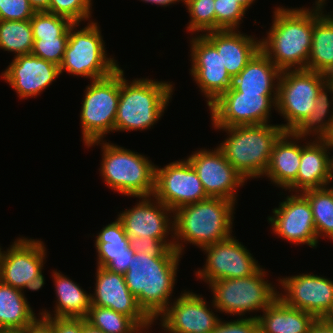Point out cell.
<instances>
[{
	"instance_id": "1f68e13d",
	"label": "cell",
	"mask_w": 333,
	"mask_h": 333,
	"mask_svg": "<svg viewBox=\"0 0 333 333\" xmlns=\"http://www.w3.org/2000/svg\"><path fill=\"white\" fill-rule=\"evenodd\" d=\"M130 239L126 236L121 221H115L104 226L95 236V248L97 252V266L106 267L112 260L129 248Z\"/></svg>"
},
{
	"instance_id": "4316f807",
	"label": "cell",
	"mask_w": 333,
	"mask_h": 333,
	"mask_svg": "<svg viewBox=\"0 0 333 333\" xmlns=\"http://www.w3.org/2000/svg\"><path fill=\"white\" fill-rule=\"evenodd\" d=\"M280 73L281 71L260 49L245 68L233 78L231 88L242 93L277 95Z\"/></svg>"
},
{
	"instance_id": "8d00e7d4",
	"label": "cell",
	"mask_w": 333,
	"mask_h": 333,
	"mask_svg": "<svg viewBox=\"0 0 333 333\" xmlns=\"http://www.w3.org/2000/svg\"><path fill=\"white\" fill-rule=\"evenodd\" d=\"M184 5L190 16L187 24L188 32L202 35L209 31H215V9L213 0H184Z\"/></svg>"
},
{
	"instance_id": "4fadbf2b",
	"label": "cell",
	"mask_w": 333,
	"mask_h": 333,
	"mask_svg": "<svg viewBox=\"0 0 333 333\" xmlns=\"http://www.w3.org/2000/svg\"><path fill=\"white\" fill-rule=\"evenodd\" d=\"M234 237L201 249L206 253V263L196 271L197 278L209 284L221 279L249 277L261 268L247 247Z\"/></svg>"
},
{
	"instance_id": "3957f363",
	"label": "cell",
	"mask_w": 333,
	"mask_h": 333,
	"mask_svg": "<svg viewBox=\"0 0 333 333\" xmlns=\"http://www.w3.org/2000/svg\"><path fill=\"white\" fill-rule=\"evenodd\" d=\"M181 257H152L134 252L124 274L129 291L154 321L169 306ZM170 298V299H169Z\"/></svg>"
},
{
	"instance_id": "f6af8a7d",
	"label": "cell",
	"mask_w": 333,
	"mask_h": 333,
	"mask_svg": "<svg viewBox=\"0 0 333 333\" xmlns=\"http://www.w3.org/2000/svg\"><path fill=\"white\" fill-rule=\"evenodd\" d=\"M134 255V251L129 247L125 250V254H121L120 256L116 257L112 260L106 268L112 272L125 274L129 268V262H131V258Z\"/></svg>"
},
{
	"instance_id": "8fae6325",
	"label": "cell",
	"mask_w": 333,
	"mask_h": 333,
	"mask_svg": "<svg viewBox=\"0 0 333 333\" xmlns=\"http://www.w3.org/2000/svg\"><path fill=\"white\" fill-rule=\"evenodd\" d=\"M277 95L242 93L229 88L208 107L214 128L270 123Z\"/></svg>"
},
{
	"instance_id": "b9f144b4",
	"label": "cell",
	"mask_w": 333,
	"mask_h": 333,
	"mask_svg": "<svg viewBox=\"0 0 333 333\" xmlns=\"http://www.w3.org/2000/svg\"><path fill=\"white\" fill-rule=\"evenodd\" d=\"M34 13L29 0H0V20H30Z\"/></svg>"
},
{
	"instance_id": "83f0119b",
	"label": "cell",
	"mask_w": 333,
	"mask_h": 333,
	"mask_svg": "<svg viewBox=\"0 0 333 333\" xmlns=\"http://www.w3.org/2000/svg\"><path fill=\"white\" fill-rule=\"evenodd\" d=\"M260 333H310L317 318L311 313L290 307L278 297L263 311L255 315Z\"/></svg>"
},
{
	"instance_id": "d4e9b609",
	"label": "cell",
	"mask_w": 333,
	"mask_h": 333,
	"mask_svg": "<svg viewBox=\"0 0 333 333\" xmlns=\"http://www.w3.org/2000/svg\"><path fill=\"white\" fill-rule=\"evenodd\" d=\"M299 140V141H298ZM300 140L292 132H285L275 143L269 166L264 176L285 191L296 181L301 159Z\"/></svg>"
},
{
	"instance_id": "836d02e7",
	"label": "cell",
	"mask_w": 333,
	"mask_h": 333,
	"mask_svg": "<svg viewBox=\"0 0 333 333\" xmlns=\"http://www.w3.org/2000/svg\"><path fill=\"white\" fill-rule=\"evenodd\" d=\"M33 43L30 20H0V49L15 53L14 56L28 55Z\"/></svg>"
},
{
	"instance_id": "cb8c5ba5",
	"label": "cell",
	"mask_w": 333,
	"mask_h": 333,
	"mask_svg": "<svg viewBox=\"0 0 333 333\" xmlns=\"http://www.w3.org/2000/svg\"><path fill=\"white\" fill-rule=\"evenodd\" d=\"M221 54L229 75L237 76L260 50V39L239 30H216L203 34Z\"/></svg>"
},
{
	"instance_id": "30bf717a",
	"label": "cell",
	"mask_w": 333,
	"mask_h": 333,
	"mask_svg": "<svg viewBox=\"0 0 333 333\" xmlns=\"http://www.w3.org/2000/svg\"><path fill=\"white\" fill-rule=\"evenodd\" d=\"M328 82V75L307 69L281 71L276 109L285 119L280 125L292 132L312 111L318 92Z\"/></svg>"
},
{
	"instance_id": "9a60e30c",
	"label": "cell",
	"mask_w": 333,
	"mask_h": 333,
	"mask_svg": "<svg viewBox=\"0 0 333 333\" xmlns=\"http://www.w3.org/2000/svg\"><path fill=\"white\" fill-rule=\"evenodd\" d=\"M152 198L139 197L141 201L119 213L117 218L129 239L149 237L174 248V212L154 196ZM169 234L172 241L168 239Z\"/></svg>"
},
{
	"instance_id": "d6986e66",
	"label": "cell",
	"mask_w": 333,
	"mask_h": 333,
	"mask_svg": "<svg viewBox=\"0 0 333 333\" xmlns=\"http://www.w3.org/2000/svg\"><path fill=\"white\" fill-rule=\"evenodd\" d=\"M175 299L157 318L165 333H211L221 320L197 293L184 290Z\"/></svg>"
},
{
	"instance_id": "ffe728a7",
	"label": "cell",
	"mask_w": 333,
	"mask_h": 333,
	"mask_svg": "<svg viewBox=\"0 0 333 333\" xmlns=\"http://www.w3.org/2000/svg\"><path fill=\"white\" fill-rule=\"evenodd\" d=\"M37 239L16 238L6 251L0 252V281L23 290L44 269L46 247Z\"/></svg>"
},
{
	"instance_id": "277c9868",
	"label": "cell",
	"mask_w": 333,
	"mask_h": 333,
	"mask_svg": "<svg viewBox=\"0 0 333 333\" xmlns=\"http://www.w3.org/2000/svg\"><path fill=\"white\" fill-rule=\"evenodd\" d=\"M168 82L151 78L128 81L120 67V98L115 131H143L154 126L172 99L174 86Z\"/></svg>"
},
{
	"instance_id": "f5cc1de1",
	"label": "cell",
	"mask_w": 333,
	"mask_h": 333,
	"mask_svg": "<svg viewBox=\"0 0 333 333\" xmlns=\"http://www.w3.org/2000/svg\"><path fill=\"white\" fill-rule=\"evenodd\" d=\"M330 149H333V121L330 125L328 134L323 138Z\"/></svg>"
},
{
	"instance_id": "e575fe53",
	"label": "cell",
	"mask_w": 333,
	"mask_h": 333,
	"mask_svg": "<svg viewBox=\"0 0 333 333\" xmlns=\"http://www.w3.org/2000/svg\"><path fill=\"white\" fill-rule=\"evenodd\" d=\"M86 321L105 333H142L144 332L130 317L111 308L91 305Z\"/></svg>"
},
{
	"instance_id": "f1b7e54d",
	"label": "cell",
	"mask_w": 333,
	"mask_h": 333,
	"mask_svg": "<svg viewBox=\"0 0 333 333\" xmlns=\"http://www.w3.org/2000/svg\"><path fill=\"white\" fill-rule=\"evenodd\" d=\"M52 273L56 294V305L52 311L54 313L44 309L39 315L85 318L91 306V295L87 294L77 282L69 279L66 275L64 276L60 271L54 270Z\"/></svg>"
},
{
	"instance_id": "52a82bcc",
	"label": "cell",
	"mask_w": 333,
	"mask_h": 333,
	"mask_svg": "<svg viewBox=\"0 0 333 333\" xmlns=\"http://www.w3.org/2000/svg\"><path fill=\"white\" fill-rule=\"evenodd\" d=\"M79 23L69 28L68 43L60 68L69 75L101 79L111 75L120 66L114 58L108 57L105 41L97 22L90 21L86 27L77 30Z\"/></svg>"
},
{
	"instance_id": "f35d334b",
	"label": "cell",
	"mask_w": 333,
	"mask_h": 333,
	"mask_svg": "<svg viewBox=\"0 0 333 333\" xmlns=\"http://www.w3.org/2000/svg\"><path fill=\"white\" fill-rule=\"evenodd\" d=\"M92 0H50L46 12L68 18L72 23L91 21Z\"/></svg>"
},
{
	"instance_id": "5b68a950",
	"label": "cell",
	"mask_w": 333,
	"mask_h": 333,
	"mask_svg": "<svg viewBox=\"0 0 333 333\" xmlns=\"http://www.w3.org/2000/svg\"><path fill=\"white\" fill-rule=\"evenodd\" d=\"M214 129L225 131L229 136L217 147L246 182L264 176L274 145L286 132L280 125L269 123Z\"/></svg>"
},
{
	"instance_id": "44dd1931",
	"label": "cell",
	"mask_w": 333,
	"mask_h": 333,
	"mask_svg": "<svg viewBox=\"0 0 333 333\" xmlns=\"http://www.w3.org/2000/svg\"><path fill=\"white\" fill-rule=\"evenodd\" d=\"M95 274V291L93 294L90 293L91 305L111 308L130 317L144 333L155 323L138 305L136 297L126 285L123 274L101 266H97Z\"/></svg>"
},
{
	"instance_id": "ac0fdd59",
	"label": "cell",
	"mask_w": 333,
	"mask_h": 333,
	"mask_svg": "<svg viewBox=\"0 0 333 333\" xmlns=\"http://www.w3.org/2000/svg\"><path fill=\"white\" fill-rule=\"evenodd\" d=\"M285 198L278 208L272 209L273 215L268 216L273 233L295 245L316 248L319 240L308 199L302 193H291Z\"/></svg>"
},
{
	"instance_id": "4dcf8cb0",
	"label": "cell",
	"mask_w": 333,
	"mask_h": 333,
	"mask_svg": "<svg viewBox=\"0 0 333 333\" xmlns=\"http://www.w3.org/2000/svg\"><path fill=\"white\" fill-rule=\"evenodd\" d=\"M327 93L331 94V101ZM330 107H333V86L328 81L318 92L313 111L302 120L292 133L301 138L312 135L315 136L314 139H323L328 134L333 121V108L331 111Z\"/></svg>"
},
{
	"instance_id": "5bb4252c",
	"label": "cell",
	"mask_w": 333,
	"mask_h": 333,
	"mask_svg": "<svg viewBox=\"0 0 333 333\" xmlns=\"http://www.w3.org/2000/svg\"><path fill=\"white\" fill-rule=\"evenodd\" d=\"M278 281L284 288L283 293L278 291V298L284 304L311 313L317 319L329 318L333 313L332 279L309 272L280 277Z\"/></svg>"
},
{
	"instance_id": "d6a6232c",
	"label": "cell",
	"mask_w": 333,
	"mask_h": 333,
	"mask_svg": "<svg viewBox=\"0 0 333 333\" xmlns=\"http://www.w3.org/2000/svg\"><path fill=\"white\" fill-rule=\"evenodd\" d=\"M302 194L308 199L313 214L316 234L333 241V192L326 186L309 189Z\"/></svg>"
},
{
	"instance_id": "7bdbcfd3",
	"label": "cell",
	"mask_w": 333,
	"mask_h": 333,
	"mask_svg": "<svg viewBox=\"0 0 333 333\" xmlns=\"http://www.w3.org/2000/svg\"><path fill=\"white\" fill-rule=\"evenodd\" d=\"M211 333H260L258 319L243 317L231 321L220 320Z\"/></svg>"
},
{
	"instance_id": "74e56055",
	"label": "cell",
	"mask_w": 333,
	"mask_h": 333,
	"mask_svg": "<svg viewBox=\"0 0 333 333\" xmlns=\"http://www.w3.org/2000/svg\"><path fill=\"white\" fill-rule=\"evenodd\" d=\"M215 31L239 30L246 9L237 0H215Z\"/></svg>"
},
{
	"instance_id": "bcb514c9",
	"label": "cell",
	"mask_w": 333,
	"mask_h": 333,
	"mask_svg": "<svg viewBox=\"0 0 333 333\" xmlns=\"http://www.w3.org/2000/svg\"><path fill=\"white\" fill-rule=\"evenodd\" d=\"M25 333H55L53 328L42 318L25 328Z\"/></svg>"
},
{
	"instance_id": "816d5d0a",
	"label": "cell",
	"mask_w": 333,
	"mask_h": 333,
	"mask_svg": "<svg viewBox=\"0 0 333 333\" xmlns=\"http://www.w3.org/2000/svg\"><path fill=\"white\" fill-rule=\"evenodd\" d=\"M145 3H151V4H156V5H160L161 7H166L172 4H176L177 2H183L184 0H141Z\"/></svg>"
},
{
	"instance_id": "680465c9",
	"label": "cell",
	"mask_w": 333,
	"mask_h": 333,
	"mask_svg": "<svg viewBox=\"0 0 333 333\" xmlns=\"http://www.w3.org/2000/svg\"><path fill=\"white\" fill-rule=\"evenodd\" d=\"M331 322H333V313L328 318Z\"/></svg>"
},
{
	"instance_id": "f546056e",
	"label": "cell",
	"mask_w": 333,
	"mask_h": 333,
	"mask_svg": "<svg viewBox=\"0 0 333 333\" xmlns=\"http://www.w3.org/2000/svg\"><path fill=\"white\" fill-rule=\"evenodd\" d=\"M22 291L0 281V330H24L38 319Z\"/></svg>"
},
{
	"instance_id": "f907efd6",
	"label": "cell",
	"mask_w": 333,
	"mask_h": 333,
	"mask_svg": "<svg viewBox=\"0 0 333 333\" xmlns=\"http://www.w3.org/2000/svg\"><path fill=\"white\" fill-rule=\"evenodd\" d=\"M82 333H105L100 328L94 327L86 321L85 318H82Z\"/></svg>"
},
{
	"instance_id": "e0dca14e",
	"label": "cell",
	"mask_w": 333,
	"mask_h": 333,
	"mask_svg": "<svg viewBox=\"0 0 333 333\" xmlns=\"http://www.w3.org/2000/svg\"><path fill=\"white\" fill-rule=\"evenodd\" d=\"M196 150L187 157L209 197H220L236 202L238 187L246 183L244 177L229 163L222 151Z\"/></svg>"
},
{
	"instance_id": "c3c4849f",
	"label": "cell",
	"mask_w": 333,
	"mask_h": 333,
	"mask_svg": "<svg viewBox=\"0 0 333 333\" xmlns=\"http://www.w3.org/2000/svg\"><path fill=\"white\" fill-rule=\"evenodd\" d=\"M45 284V279L44 275L42 274V271L35 276L32 280H30L26 286L23 288L24 289H29L31 291H38L40 290Z\"/></svg>"
},
{
	"instance_id": "d590c367",
	"label": "cell",
	"mask_w": 333,
	"mask_h": 333,
	"mask_svg": "<svg viewBox=\"0 0 333 333\" xmlns=\"http://www.w3.org/2000/svg\"><path fill=\"white\" fill-rule=\"evenodd\" d=\"M30 22L33 38L68 37L73 24L68 18L46 11L35 12Z\"/></svg>"
},
{
	"instance_id": "ee69618b",
	"label": "cell",
	"mask_w": 333,
	"mask_h": 333,
	"mask_svg": "<svg viewBox=\"0 0 333 333\" xmlns=\"http://www.w3.org/2000/svg\"><path fill=\"white\" fill-rule=\"evenodd\" d=\"M38 317H42L53 328L55 333H82V318Z\"/></svg>"
},
{
	"instance_id": "9c48e42d",
	"label": "cell",
	"mask_w": 333,
	"mask_h": 333,
	"mask_svg": "<svg viewBox=\"0 0 333 333\" xmlns=\"http://www.w3.org/2000/svg\"><path fill=\"white\" fill-rule=\"evenodd\" d=\"M82 100L80 121L84 145L103 140L115 132V118L120 98V67L111 75L91 80Z\"/></svg>"
},
{
	"instance_id": "ab89813d",
	"label": "cell",
	"mask_w": 333,
	"mask_h": 333,
	"mask_svg": "<svg viewBox=\"0 0 333 333\" xmlns=\"http://www.w3.org/2000/svg\"><path fill=\"white\" fill-rule=\"evenodd\" d=\"M68 43V37L34 38L32 55L60 66Z\"/></svg>"
},
{
	"instance_id": "484cf974",
	"label": "cell",
	"mask_w": 333,
	"mask_h": 333,
	"mask_svg": "<svg viewBox=\"0 0 333 333\" xmlns=\"http://www.w3.org/2000/svg\"><path fill=\"white\" fill-rule=\"evenodd\" d=\"M327 0H316L313 6V34L307 70L333 73V13L324 14Z\"/></svg>"
},
{
	"instance_id": "ba28073f",
	"label": "cell",
	"mask_w": 333,
	"mask_h": 333,
	"mask_svg": "<svg viewBox=\"0 0 333 333\" xmlns=\"http://www.w3.org/2000/svg\"><path fill=\"white\" fill-rule=\"evenodd\" d=\"M266 275L261 266L249 277L212 281L208 284L213 294L211 306L215 312L239 315L240 318L247 312H263L278 297L275 285L265 279Z\"/></svg>"
},
{
	"instance_id": "91938a15",
	"label": "cell",
	"mask_w": 333,
	"mask_h": 333,
	"mask_svg": "<svg viewBox=\"0 0 333 333\" xmlns=\"http://www.w3.org/2000/svg\"><path fill=\"white\" fill-rule=\"evenodd\" d=\"M328 187H329V188L332 190V192H333V186H331V185L329 186V185H328Z\"/></svg>"
},
{
	"instance_id": "11a10c76",
	"label": "cell",
	"mask_w": 333,
	"mask_h": 333,
	"mask_svg": "<svg viewBox=\"0 0 333 333\" xmlns=\"http://www.w3.org/2000/svg\"><path fill=\"white\" fill-rule=\"evenodd\" d=\"M333 152V149H330ZM330 182H333V154L330 156Z\"/></svg>"
},
{
	"instance_id": "603a6c76",
	"label": "cell",
	"mask_w": 333,
	"mask_h": 333,
	"mask_svg": "<svg viewBox=\"0 0 333 333\" xmlns=\"http://www.w3.org/2000/svg\"><path fill=\"white\" fill-rule=\"evenodd\" d=\"M330 148L323 139L301 144V159L296 181L287 189L302 193L330 185Z\"/></svg>"
},
{
	"instance_id": "2e32d148",
	"label": "cell",
	"mask_w": 333,
	"mask_h": 333,
	"mask_svg": "<svg viewBox=\"0 0 333 333\" xmlns=\"http://www.w3.org/2000/svg\"><path fill=\"white\" fill-rule=\"evenodd\" d=\"M195 36L190 39V74L209 106L232 87L233 78L223 65L216 47L201 33Z\"/></svg>"
},
{
	"instance_id": "7a4b0ae2",
	"label": "cell",
	"mask_w": 333,
	"mask_h": 333,
	"mask_svg": "<svg viewBox=\"0 0 333 333\" xmlns=\"http://www.w3.org/2000/svg\"><path fill=\"white\" fill-rule=\"evenodd\" d=\"M235 203L220 197H208L175 210L174 248L178 253L183 254L186 247L183 243L202 249L231 237Z\"/></svg>"
},
{
	"instance_id": "6f0895ef",
	"label": "cell",
	"mask_w": 333,
	"mask_h": 333,
	"mask_svg": "<svg viewBox=\"0 0 333 333\" xmlns=\"http://www.w3.org/2000/svg\"><path fill=\"white\" fill-rule=\"evenodd\" d=\"M328 81L331 83L333 86V73L328 76Z\"/></svg>"
},
{
	"instance_id": "9f6ffc18",
	"label": "cell",
	"mask_w": 333,
	"mask_h": 333,
	"mask_svg": "<svg viewBox=\"0 0 333 333\" xmlns=\"http://www.w3.org/2000/svg\"><path fill=\"white\" fill-rule=\"evenodd\" d=\"M0 333H25L24 330H0Z\"/></svg>"
},
{
	"instance_id": "681fc988",
	"label": "cell",
	"mask_w": 333,
	"mask_h": 333,
	"mask_svg": "<svg viewBox=\"0 0 333 333\" xmlns=\"http://www.w3.org/2000/svg\"><path fill=\"white\" fill-rule=\"evenodd\" d=\"M49 2L50 0H29L35 12L47 11L49 9Z\"/></svg>"
},
{
	"instance_id": "60d3db41",
	"label": "cell",
	"mask_w": 333,
	"mask_h": 333,
	"mask_svg": "<svg viewBox=\"0 0 333 333\" xmlns=\"http://www.w3.org/2000/svg\"><path fill=\"white\" fill-rule=\"evenodd\" d=\"M129 247L134 252H143L152 257H182L175 248H169L162 240L149 237L132 238Z\"/></svg>"
},
{
	"instance_id": "db71d44e",
	"label": "cell",
	"mask_w": 333,
	"mask_h": 333,
	"mask_svg": "<svg viewBox=\"0 0 333 333\" xmlns=\"http://www.w3.org/2000/svg\"><path fill=\"white\" fill-rule=\"evenodd\" d=\"M246 10L252 6L256 0H237Z\"/></svg>"
},
{
	"instance_id": "7dc6e473",
	"label": "cell",
	"mask_w": 333,
	"mask_h": 333,
	"mask_svg": "<svg viewBox=\"0 0 333 333\" xmlns=\"http://www.w3.org/2000/svg\"><path fill=\"white\" fill-rule=\"evenodd\" d=\"M310 333H333V322L328 318L317 319L313 323Z\"/></svg>"
},
{
	"instance_id": "7c38bea8",
	"label": "cell",
	"mask_w": 333,
	"mask_h": 333,
	"mask_svg": "<svg viewBox=\"0 0 333 333\" xmlns=\"http://www.w3.org/2000/svg\"><path fill=\"white\" fill-rule=\"evenodd\" d=\"M153 196L173 212L209 197L187 158L170 162L162 168L156 165Z\"/></svg>"
},
{
	"instance_id": "7402d4cb",
	"label": "cell",
	"mask_w": 333,
	"mask_h": 333,
	"mask_svg": "<svg viewBox=\"0 0 333 333\" xmlns=\"http://www.w3.org/2000/svg\"><path fill=\"white\" fill-rule=\"evenodd\" d=\"M59 75V66L28 54L14 56L0 77L16 91L19 99L24 100L40 95Z\"/></svg>"
},
{
	"instance_id": "6da1fadb",
	"label": "cell",
	"mask_w": 333,
	"mask_h": 333,
	"mask_svg": "<svg viewBox=\"0 0 333 333\" xmlns=\"http://www.w3.org/2000/svg\"><path fill=\"white\" fill-rule=\"evenodd\" d=\"M273 24L260 49L280 71L307 69L312 47L313 7L274 8Z\"/></svg>"
},
{
	"instance_id": "8992f818",
	"label": "cell",
	"mask_w": 333,
	"mask_h": 333,
	"mask_svg": "<svg viewBox=\"0 0 333 333\" xmlns=\"http://www.w3.org/2000/svg\"><path fill=\"white\" fill-rule=\"evenodd\" d=\"M102 145L100 174L114 192L130 197L153 196L155 190L154 163L138 152L104 140L88 143L87 148Z\"/></svg>"
}]
</instances>
